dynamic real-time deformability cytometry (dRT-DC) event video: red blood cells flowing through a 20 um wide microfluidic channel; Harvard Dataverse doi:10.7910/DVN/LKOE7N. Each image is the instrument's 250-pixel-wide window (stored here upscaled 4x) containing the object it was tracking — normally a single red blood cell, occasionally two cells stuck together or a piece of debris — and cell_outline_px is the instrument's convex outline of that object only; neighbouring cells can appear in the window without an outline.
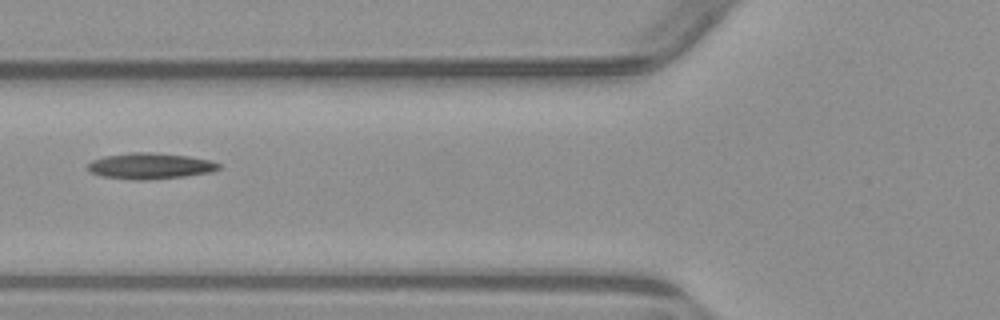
{"species": "common noctule bat (a hibernating species)", "species_latin": "Nyctalus noctula", "temperature_condition": "warm", "stored_images_in_passage": 3, "camera_frame_rate_fps": 3000, "um_per_image_px": 0.085, "animal": {"sex": "male", "body_mass_g": 23.1, "forearm_length_mm": 52.7}, "frame": {"image": 1, "passage_image": 2, "time_ms": 2.333, "image_size_px": [1000, 320], "cell_outline_px": [[220, 168], [212, 172], [184, 176], [144, 180], [132, 180], [100, 176], [92, 172], [88, 168], [88, 164], [92, 160], [104, 156], [128, 152], [152, 152], [188, 156], [212, 160], [220, 164]], "centroid_in_image_um": [12.77, 14.1], "position_along_channel_um": 113.0, "area_um2": 19.94}}
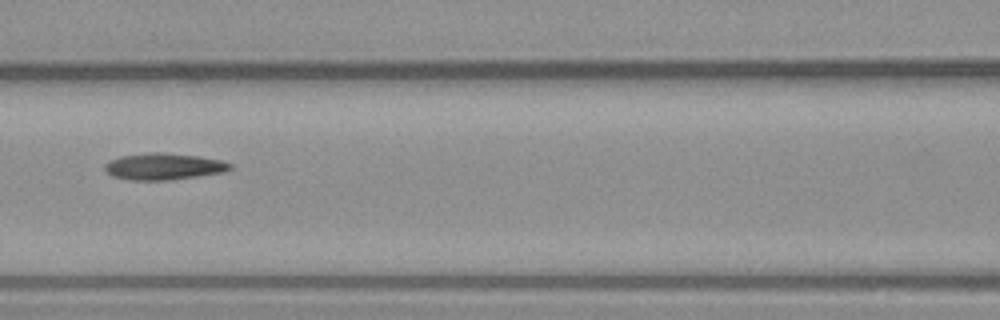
{"frame": {"image": 2, "passage_image": 3, "time_ms": 3.333, "image_size_px": [1000, 320], "cell_outline_px": [[232, 168], [224, 172], [168, 180], [132, 180], [112, 176], [104, 168], [104, 164], [108, 160], [120, 156], [148, 152], [160, 152], [200, 156], [220, 160], [232, 164]], "centroid_in_image_um": [13.89, 14.14], "position_along_channel_um": 152.7, "area_um2": 19.42}}